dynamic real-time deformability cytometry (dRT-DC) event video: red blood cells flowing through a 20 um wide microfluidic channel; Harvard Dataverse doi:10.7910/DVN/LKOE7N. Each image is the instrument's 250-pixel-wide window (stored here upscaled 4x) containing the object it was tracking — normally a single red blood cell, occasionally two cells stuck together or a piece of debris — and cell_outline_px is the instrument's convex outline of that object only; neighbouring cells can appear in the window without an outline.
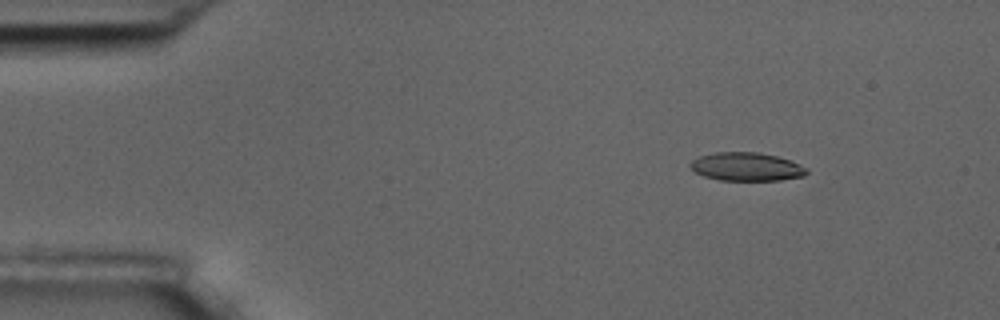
{"species": "common noctule bat (a hibernating species)", "species_latin": "Nyctalus noctula", "temperature_condition": "room temperature", "stored_images_in_passage": 9, "camera_frame_rate_fps": 3000, "um_per_image_px": 0.085, "animal": {"sex": "male", "body_mass_g": 17.5, "forearm_length_mm": 52.3}, "frame": {"image": 1, "passage_image": 3, "time_ms": 2.333, "image_size_px": [1000, 320], "cell_outline_px": [[808, 172], [804, 176], [780, 180], [720, 180], [704, 176], [696, 172], [688, 164], [692, 160], [700, 156], [716, 152], [756, 152], [776, 156], [792, 160], [808, 168]], "centroid_in_image_um": [63.48, 14.17], "position_along_channel_um": 21.5, "area_um2": 19.25}}
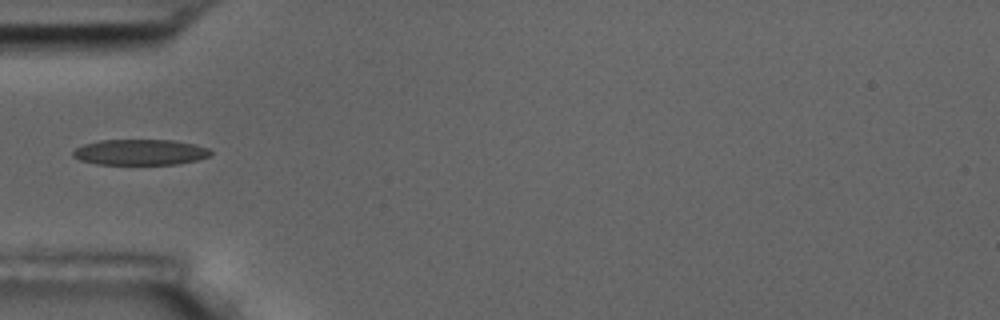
{"frame": {"image": 2, "passage_image": 6, "time_ms": 6.0, "image_size_px": [1000, 320], "cell_outline_px": [[212, 156], [180, 164], [96, 164], [80, 160], [72, 156], [72, 152], [76, 148], [84, 144], [100, 140], [172, 140], [196, 144], [208, 148], [212, 152]], "centroid_in_image_um": [11.94, 12.94], "position_along_channel_um": 73.1, "area_um2": 20.75}}
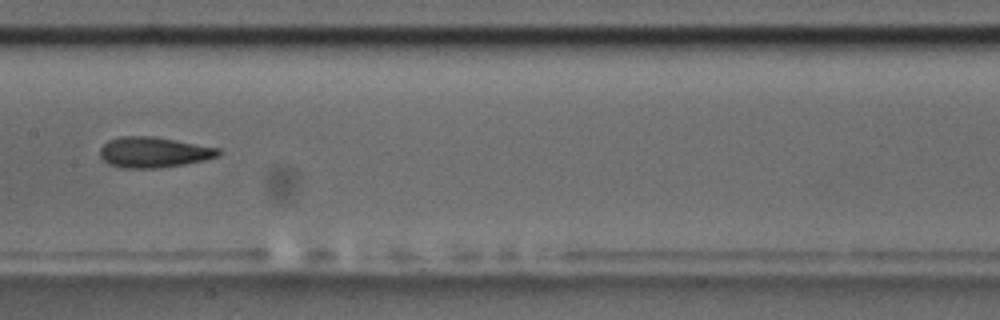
{"frame": {"image": 3, "passage_image": 9, "time_ms": 9.333, "image_size_px": [1000, 320], "cell_outline_px": [[220, 156], [204, 160], [184, 164], [156, 168], [120, 168], [108, 164], [100, 156], [100, 148], [108, 140], [120, 136], [152, 136], [176, 140], [220, 148]], "centroid_in_image_um": [13.05, 12.94], "position_along_channel_um": 194.3, "area_um2": 21.15}}